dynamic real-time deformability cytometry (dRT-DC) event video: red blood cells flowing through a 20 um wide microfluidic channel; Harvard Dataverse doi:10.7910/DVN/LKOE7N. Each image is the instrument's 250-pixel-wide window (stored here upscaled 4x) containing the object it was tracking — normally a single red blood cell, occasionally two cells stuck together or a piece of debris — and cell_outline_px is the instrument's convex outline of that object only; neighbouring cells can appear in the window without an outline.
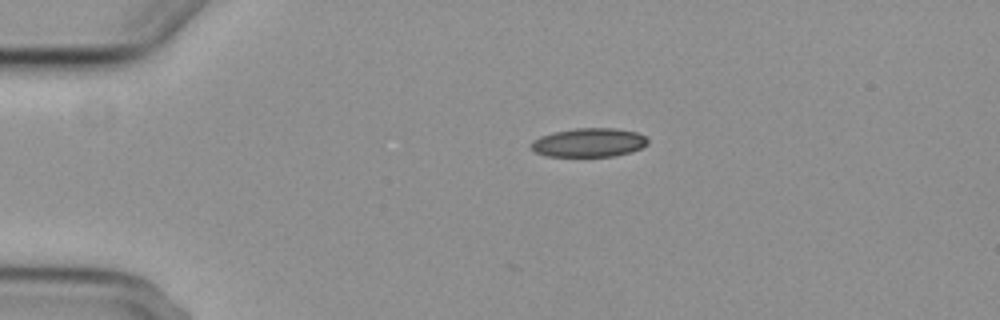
{"species": "common noctule bat (a hibernating species)", "species_latin": "Nyctalus noctula", "temperature_condition": "cold", "stored_images_in_passage": 3, "camera_frame_rate_fps": 3000, "um_per_image_px": 0.085, "animal": {"sex": "female", "body_mass_g": 29.2, "forearm_length_mm": 56.3}, "frame": {"image": 1, "passage_image": 1, "time_ms": 0.0, "image_size_px": [1000, 320], "cell_outline_px": [[648, 144], [640, 148], [616, 156], [544, 156], [536, 152], [532, 148], [532, 140], [540, 136], [552, 132], [576, 128], [616, 128], [636, 132], [644, 136], [648, 140]], "centroid_in_image_um": [50.04, 12.11], "position_along_channel_um": 35.0, "area_um2": 19.54}}
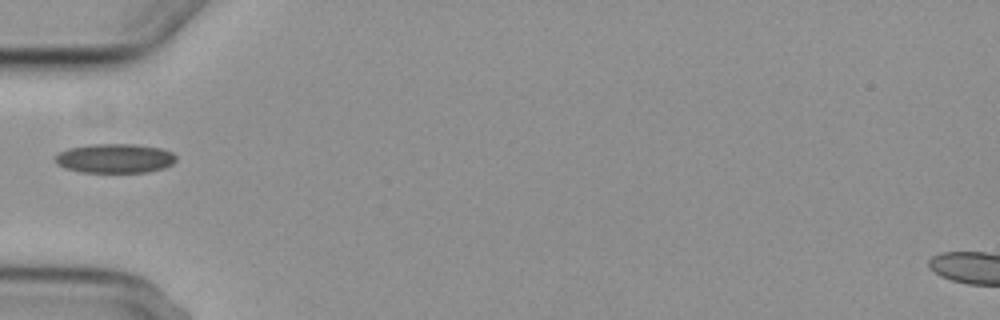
{"frame": {"image": 2, "passage_image": 2, "time_ms": 2.333, "image_size_px": [1000, 320], "cell_outline_px": [[176, 160], [172, 164], [164, 168], [148, 172], [80, 172], [64, 168], [56, 164], [52, 160], [52, 156], [68, 148], [88, 144], [136, 144], [160, 148], [172, 152], [176, 156]], "centroid_in_image_um": [9.71, 13.46], "position_along_channel_um": 75.3, "area_um2": 20.98}}
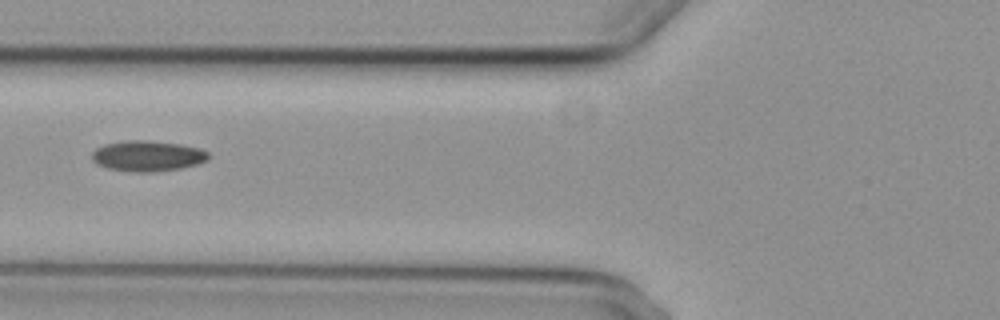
{"frame": {"image": 3, "passage_image": 3, "time_ms": 3.333, "image_size_px": [1000, 320], "cell_outline_px": [[208, 160], [196, 164], [180, 168], [156, 172], [136, 172], [108, 168], [96, 164], [92, 160], [92, 152], [96, 148], [104, 144], [124, 140], [148, 140], [180, 144], [200, 148], [208, 152]], "centroid_in_image_um": [12.52, 13.25], "position_along_channel_um": 113.3, "area_um2": 20.87}}